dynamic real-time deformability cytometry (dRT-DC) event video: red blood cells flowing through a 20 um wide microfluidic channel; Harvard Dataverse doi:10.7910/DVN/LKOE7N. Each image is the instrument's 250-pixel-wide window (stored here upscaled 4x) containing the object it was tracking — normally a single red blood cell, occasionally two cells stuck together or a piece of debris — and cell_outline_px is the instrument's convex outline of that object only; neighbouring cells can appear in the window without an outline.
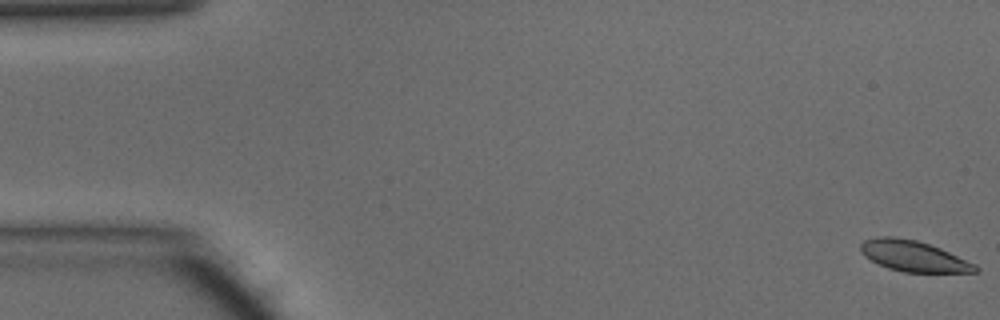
{"species": "common noctule bat (a hibernating species)", "species_latin": "Nyctalus noctula", "temperature_condition": "warm", "stored_images_in_passage": 49, "camera_frame_rate_fps": 3000, "um_per_image_px": 0.085, "animal": {"sex": "male", "body_mass_g": 15.6}, "frame": {"image": 1, "passage_image": 1, "time_ms": 0.0, "image_size_px": [1000, 320], "cell_outline_px": [[980, 272], [904, 272], [888, 268], [864, 256], [860, 252], [860, 244], [864, 240], [876, 236], [892, 236], [916, 240], [940, 248], [976, 264], [980, 268]], "centroid_in_image_um": [77.65, 21.76], "position_along_channel_um": 7.4, "area_um2": 20.58}}
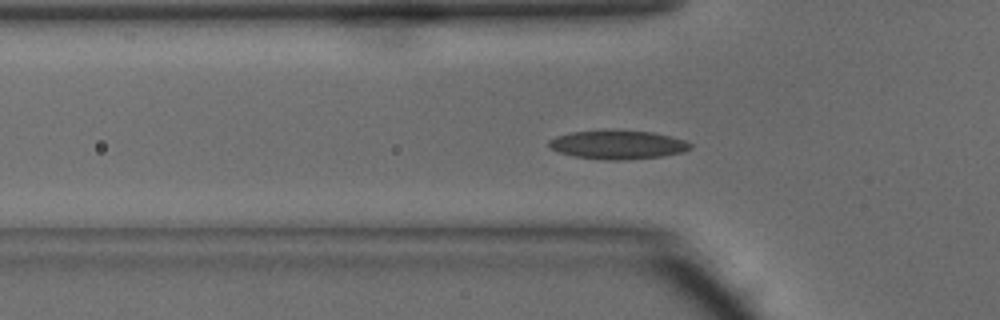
{"frame": {"image": 2, "passage_image": 16, "time_ms": 5.0, "image_size_px": [1000, 320], "cell_outline_px": [[692, 148], [684, 152], [660, 156], [624, 160], [608, 160], [576, 156], [560, 152], [552, 148], [548, 144], [548, 140], [556, 136], [572, 132], [652, 132], [684, 140], [692, 144]], "centroid_in_image_um": [52.54, 12.33], "position_along_channel_um": 73.3, "area_um2": 22.77}}
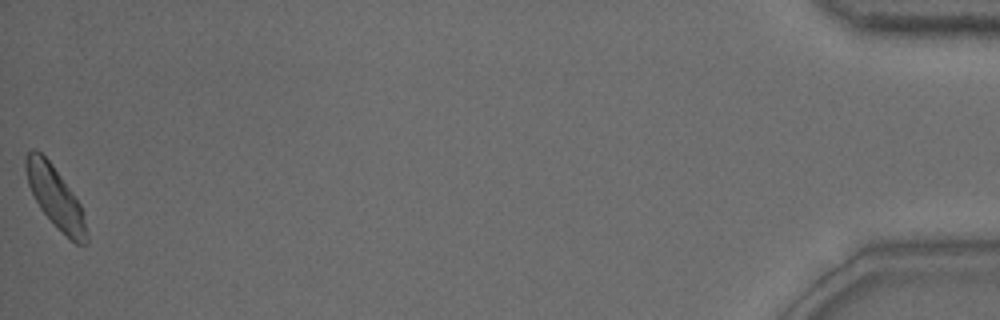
{"frame": {"image": 3, "passage_image": 49, "time_ms": 16.0, "image_size_px": [1000, 320], "cell_outline_px": [[88, 244], [76, 244], [40, 208], [28, 184], [24, 168], [24, 160], [28, 152], [32, 148], [36, 148], [52, 164], [72, 192], [80, 204], [88, 236]], "centroid_in_image_um": [4.68, 16.7], "position_along_channel_um": 430.5, "area_um2": 20.98}, "authors_computed_cell_mechanics": {"area_um2": 21.675, "velocity_mm_per_s": 4.1462, "shape_relaxation_time_tau1_ms": 2.6475, "shape_relaxation_time_tau2_ms": null, "deformation_change_tau1": 0.0986, "deformation_change_tau2": null}}